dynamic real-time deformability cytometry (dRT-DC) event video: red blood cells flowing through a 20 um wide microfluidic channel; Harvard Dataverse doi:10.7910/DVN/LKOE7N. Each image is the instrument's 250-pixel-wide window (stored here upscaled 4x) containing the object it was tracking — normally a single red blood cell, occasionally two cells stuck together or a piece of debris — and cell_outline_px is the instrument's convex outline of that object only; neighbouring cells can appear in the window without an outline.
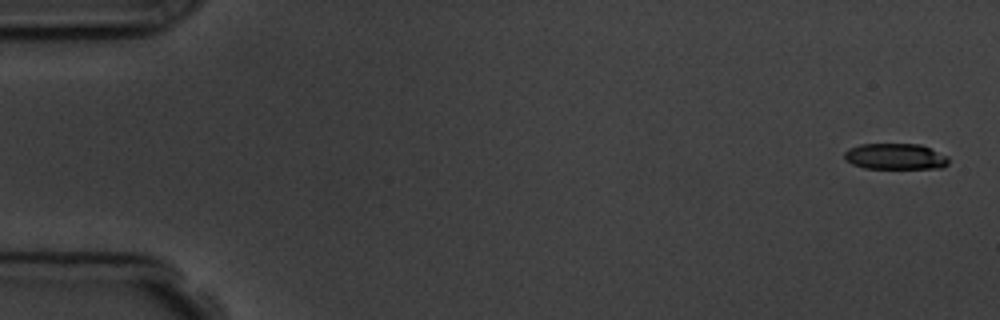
{"species": "common noctule bat (a hibernating species)", "species_latin": "Nyctalus noctula", "temperature_condition": "room temperature", "stored_images_in_passage": 6, "camera_frame_rate_fps": 3000, "um_per_image_px": 0.085, "animal": {"sex": "male", "body_mass_g": 19.5, "forearm_length_mm": 54.6}, "frame": {"image": 1, "passage_image": 1, "time_ms": 0.0, "image_size_px": [1000, 320], "cell_outline_px": [[948, 164], [944, 168], [864, 168], [852, 164], [844, 160], [844, 152], [848, 148], [860, 144], [920, 144], [948, 156]], "centroid_in_image_um": [76.08, 13.3], "position_along_channel_um": 8.9, "area_um2": 15.9}}
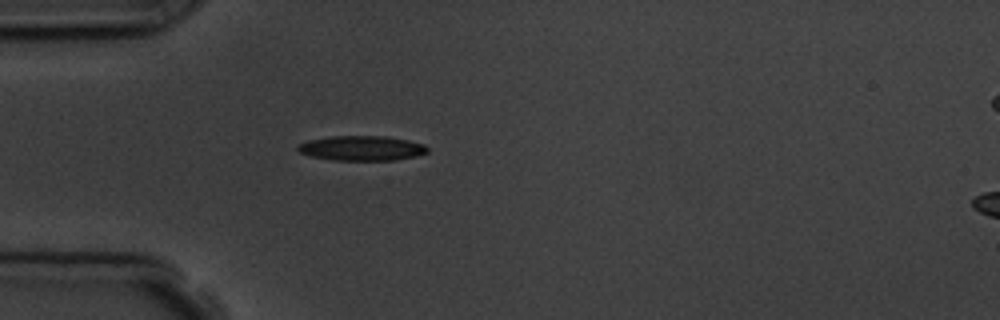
{"frame": {"image": 2, "passage_image": 5, "time_ms": 4.667, "image_size_px": [1000, 320], "cell_outline_px": [[428, 152], [416, 156], [396, 160], [332, 160], [312, 156], [300, 152], [296, 148], [296, 144], [308, 140], [332, 136], [388, 136], [408, 140], [424, 144], [428, 148]], "centroid_in_image_um": [30.75, 12.59], "position_along_channel_um": 54.3, "area_um2": 18.84}}